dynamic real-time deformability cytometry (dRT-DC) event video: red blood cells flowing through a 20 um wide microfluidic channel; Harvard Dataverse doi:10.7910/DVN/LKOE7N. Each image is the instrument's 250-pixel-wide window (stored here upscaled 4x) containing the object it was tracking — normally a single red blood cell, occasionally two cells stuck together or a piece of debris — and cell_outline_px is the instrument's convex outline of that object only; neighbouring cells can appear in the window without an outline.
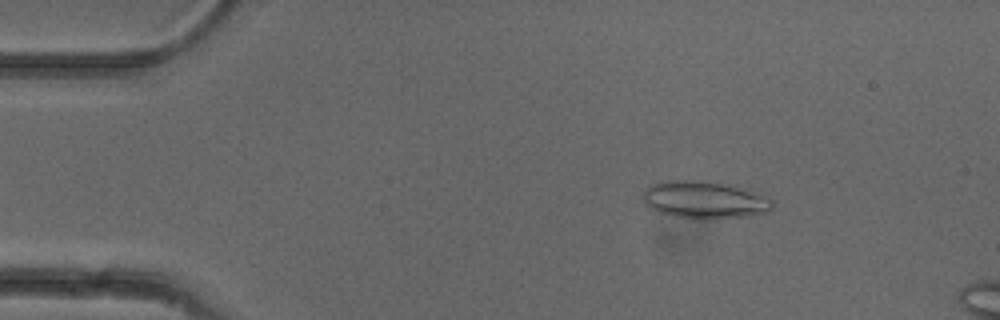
{"species": "common noctule bat (a hibernating species)", "species_latin": "Nyctalus noctula", "temperature_condition": "cold", "stored_images_in_passage": 14, "camera_frame_rate_fps": 3000, "um_per_image_px": 0.085, "animal": {"sex": "female"}, "frame": {"image": 1, "passage_image": 8, "time_ms": 2.333, "image_size_px": [1000, 320], "cell_outline_px": [[772, 208], [768, 212], [748, 216], [704, 220], [700, 220], [672, 216], [656, 212], [644, 204], [644, 188], [652, 184], [668, 180], [704, 180], [728, 184], [764, 196], [772, 200]], "centroid_in_image_um": [59.83, 17.0], "position_along_channel_um": 25.2, "area_um2": 28.5}}